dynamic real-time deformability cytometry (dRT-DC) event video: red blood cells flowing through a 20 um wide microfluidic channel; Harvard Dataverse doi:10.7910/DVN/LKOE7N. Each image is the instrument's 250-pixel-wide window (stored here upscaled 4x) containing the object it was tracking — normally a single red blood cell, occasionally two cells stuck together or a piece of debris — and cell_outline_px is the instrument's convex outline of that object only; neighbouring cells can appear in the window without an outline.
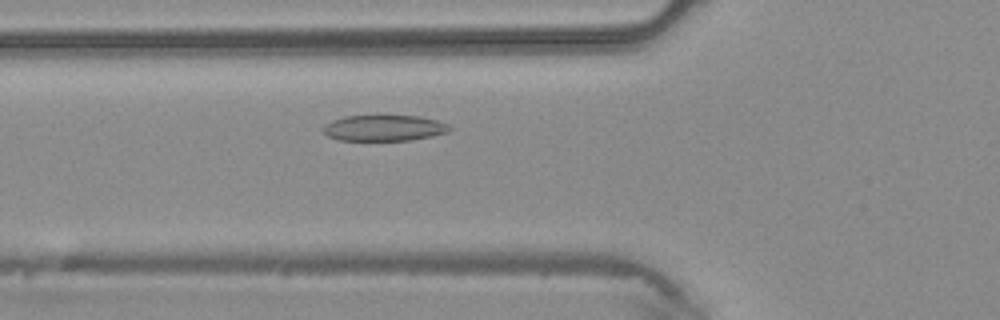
{"species": "common noctule bat (a hibernating species)", "species_latin": "Nyctalus noctula", "temperature_condition": "warm", "stored_images_in_passage": 34, "camera_frame_rate_fps": 3000, "um_per_image_px": 0.085, "animal": {"sex": "male", "body_mass_g": 20.4}, "frame": {"image": 1, "passage_image": 5, "time_ms": 1.333, "image_size_px": [1000, 320], "cell_outline_px": [[452, 128], [448, 132], [432, 136], [408, 140], [340, 140], [328, 136], [324, 132], [324, 124], [332, 120], [344, 116], [376, 112], [380, 112], [420, 116], [436, 120], [448, 124]], "centroid_in_image_um": [32.64, 10.81], "position_along_channel_um": 93.2, "area_um2": 20.11}}
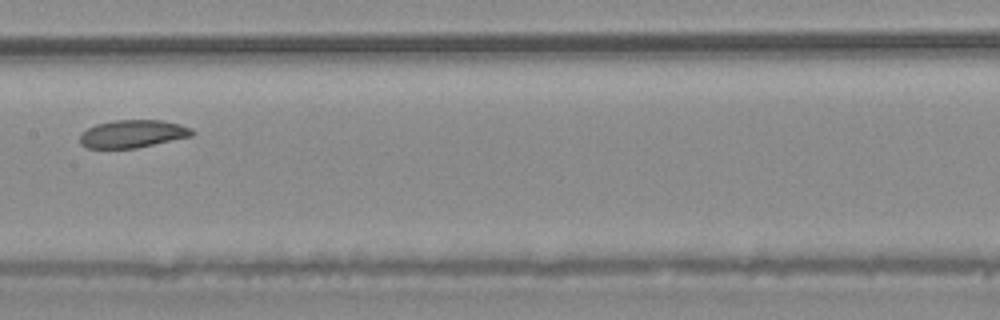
{"frame": {"image": 2, "passage_image": 12, "time_ms": 3.667, "image_size_px": [1000, 320], "cell_outline_px": [[196, 132], [192, 136], [136, 148], [88, 148], [80, 144], [80, 132], [96, 124], [112, 120], [160, 120], [180, 124], [192, 128]], "centroid_in_image_um": [11.27, 11.37], "position_along_channel_um": 196.1, "area_um2": 18.26}}
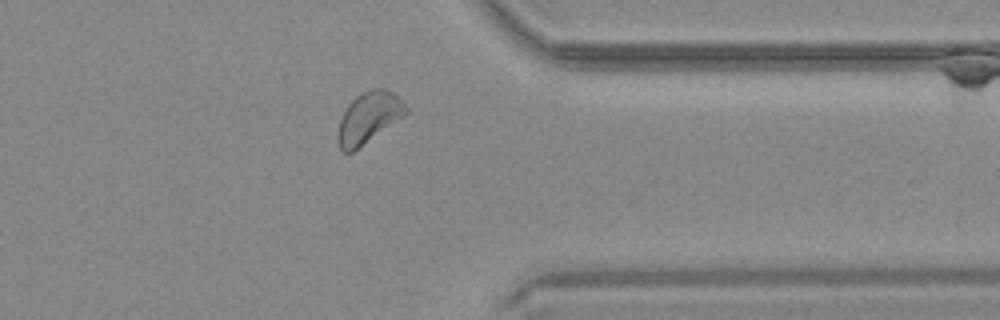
{"frame": {"image": 3, "passage_image": 25, "time_ms": 8.0, "image_size_px": [1000, 320], "cell_outline_px": [[408, 112], [352, 152], [344, 152], [340, 148], [340, 120], [348, 104], [356, 96], [372, 88], [384, 88], [392, 92], [408, 108]], "centroid_in_image_um": [31.35, 9.95], "position_along_channel_um": 380.0, "area_um2": 19.25}}